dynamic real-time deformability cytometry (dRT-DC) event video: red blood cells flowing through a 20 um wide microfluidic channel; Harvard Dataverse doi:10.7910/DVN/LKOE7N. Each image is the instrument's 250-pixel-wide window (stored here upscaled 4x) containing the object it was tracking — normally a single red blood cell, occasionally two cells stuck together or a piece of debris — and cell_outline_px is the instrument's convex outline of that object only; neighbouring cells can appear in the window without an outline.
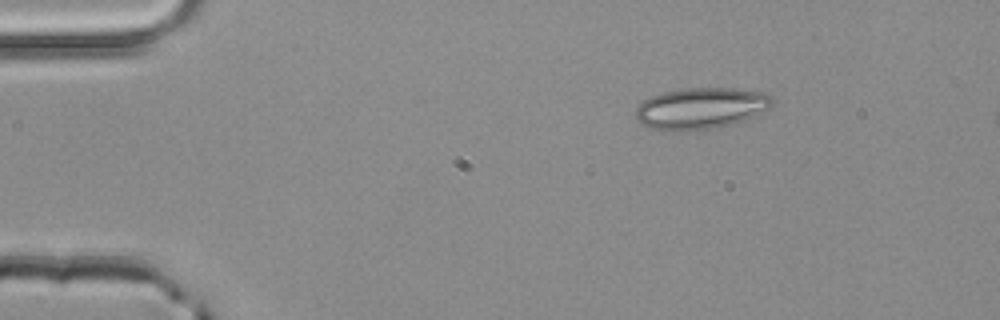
{"species": "common noctule bat (a hibernating species)", "species_latin": "Nyctalus noctula", "temperature_condition": "room temperature", "stored_images_in_passage": 4, "segment_of_instrument_passage": [2, 2], "camera_frame_rate_fps": 3000, "um_per_image_px": 0.085, "animal": {"sex": "male", "body_mass_g": 20.4}, "frame": {"image": 1, "passage_image": 4, "time_ms": 1.0, "image_size_px": [1000, 320], "cell_outline_px": [[776, 100], [768, 108], [744, 120], [732, 124], [716, 128], [676, 132], [664, 132], [648, 128], [640, 124], [636, 120], [636, 108], [644, 100], [652, 96], [664, 92], [684, 88], [732, 88], [764, 92], [772, 96]], "centroid_in_image_um": [59.54, 9.23], "position_along_channel_um": 25.5, "area_um2": 33.35}}